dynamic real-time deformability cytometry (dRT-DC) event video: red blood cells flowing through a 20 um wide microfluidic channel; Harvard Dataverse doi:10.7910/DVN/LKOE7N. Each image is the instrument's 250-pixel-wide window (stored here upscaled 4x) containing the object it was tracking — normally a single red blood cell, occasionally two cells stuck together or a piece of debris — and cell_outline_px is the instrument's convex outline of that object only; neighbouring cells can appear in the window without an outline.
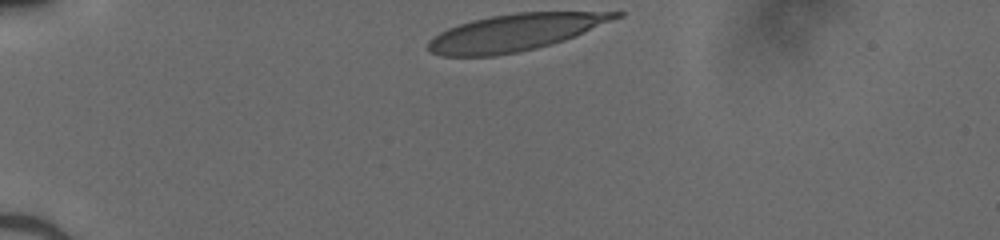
{"species": "human", "species_latin": "Homo sapiens", "temperature_condition": "cold", "stored_images_in_passage": 23, "camera_frame_rate_fps": 3000, "um_per_image_px": 0.085, "donor": {"sex": "male"}, "frame": {"image": 1, "passage_image": 1, "time_ms": 0.0, "image_size_px": [1000, 240], "cell_outline_px": [[624, 16], [564, 40], [552, 44], [536, 48], [516, 52], [492, 56], [440, 56], [428, 52], [428, 40], [432, 36], [448, 28], [472, 20], [492, 16], [516, 12], [624, 12]], "centroid_in_image_um": [43.74, 2.76], "position_along_channel_um": 41.3, "area_um2": 40.06}}
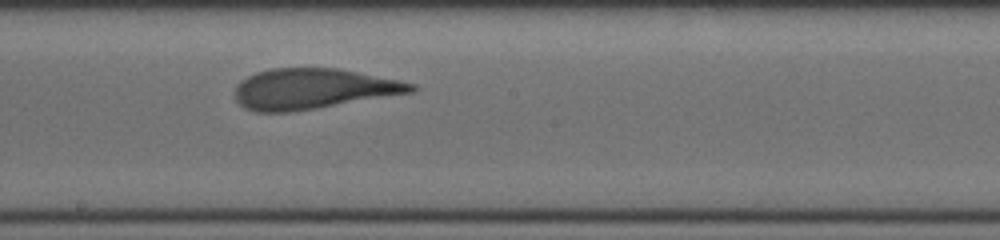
{"frame": {"image": 2, "passage_image": 14, "time_ms": 4.333, "image_size_px": [1000, 240], "cell_outline_px": [[416, 88], [412, 92], [288, 112], [256, 112], [244, 108], [236, 100], [236, 84], [240, 80], [256, 72], [272, 68], [340, 68], [400, 80], [416, 84]], "centroid_in_image_um": [26.57, 7.53], "position_along_channel_um": 221.6, "area_um2": 41.21}}
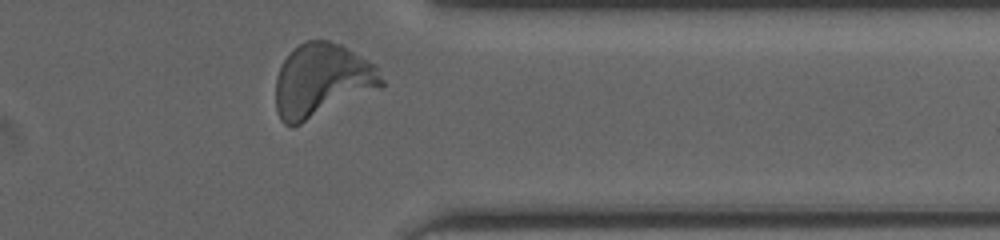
{"frame": {"image": 3, "passage_image": 23, "time_ms": 7.333, "image_size_px": [1000, 240], "cell_outline_px": [[384, 88], [292, 128], [284, 124], [280, 120], [276, 108], [276, 76], [284, 60], [304, 40], [328, 40], [340, 44], [376, 64], [384, 80]], "centroid_in_image_um": [27.4, 6.87], "position_along_channel_um": 384.0, "area_um2": 45.95}}